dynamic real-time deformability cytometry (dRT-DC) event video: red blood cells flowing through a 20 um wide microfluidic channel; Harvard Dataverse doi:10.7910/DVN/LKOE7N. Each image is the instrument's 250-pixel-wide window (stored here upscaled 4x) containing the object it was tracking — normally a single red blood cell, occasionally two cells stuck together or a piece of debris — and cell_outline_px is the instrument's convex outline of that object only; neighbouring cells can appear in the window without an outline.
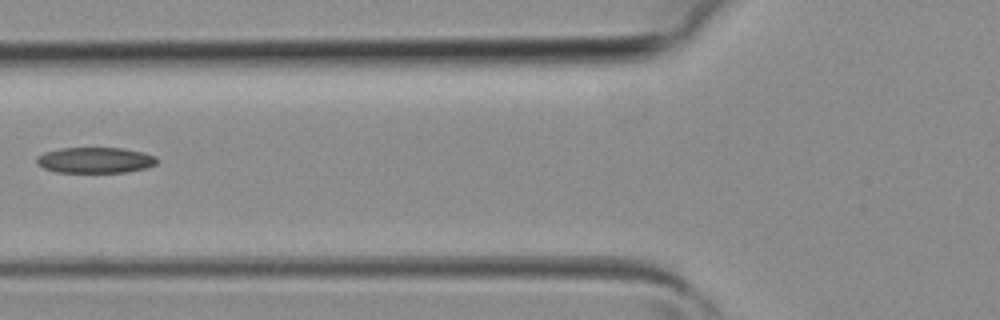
{"species": "common noctule bat (a hibernating species)", "species_latin": "Nyctalus noctula", "temperature_condition": "room temperature", "stored_images_in_passage": 6, "camera_frame_rate_fps": 3000, "um_per_image_px": 0.085, "animal": {"sex": "female", "body_mass_g": 19.3, "forearm_length_mm": 54.1}, "frame": {"image": 1, "passage_image": 6, "time_ms": 1.667, "image_size_px": [1000, 320], "cell_outline_px": [[156, 164], [148, 168], [124, 172], [56, 172], [44, 168], [36, 164], [36, 156], [44, 152], [64, 148], [120, 148], [144, 152], [156, 156]], "centroid_in_image_um": [8.08, 13.61], "position_along_channel_um": 117.7, "area_um2": 18.09}}